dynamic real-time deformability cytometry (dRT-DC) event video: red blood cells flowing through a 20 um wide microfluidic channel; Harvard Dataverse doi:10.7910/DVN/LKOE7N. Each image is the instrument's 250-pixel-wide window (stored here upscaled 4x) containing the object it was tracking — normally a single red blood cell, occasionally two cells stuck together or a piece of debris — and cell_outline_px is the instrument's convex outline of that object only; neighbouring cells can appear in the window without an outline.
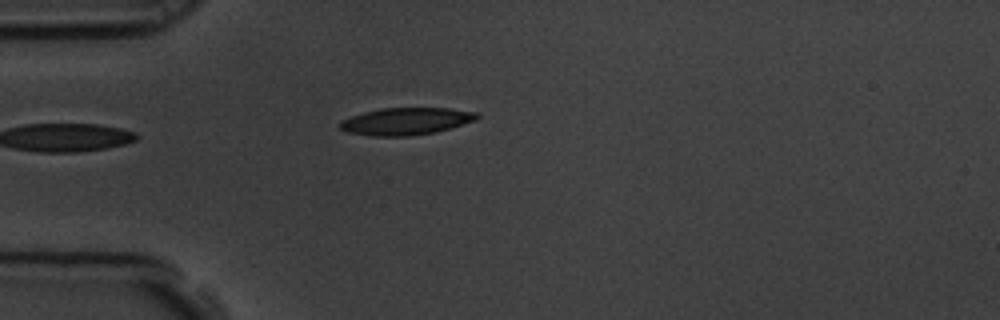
{"species": "common noctule bat (a hibernating species)", "species_latin": "Nyctalus noctula", "temperature_condition": "room temperature", "stored_images_in_passage": 4, "camera_frame_rate_fps": 3000, "um_per_image_px": 0.085, "animal": {"sex": "male", "body_mass_g": 19.5, "forearm_length_mm": 54.6}, "frame": {"image": 1, "passage_image": 4, "time_ms": 1.0, "image_size_px": [1000, 320], "cell_outline_px": [[480, 116], [476, 120], [436, 132], [408, 136], [372, 136], [348, 132], [340, 128], [340, 120], [364, 112], [380, 108], [448, 108], [480, 112]], "centroid_in_image_um": [34.54, 10.3], "position_along_channel_um": 50.5, "area_um2": 21.73}}